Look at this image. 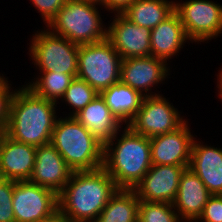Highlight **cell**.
I'll list each match as a JSON object with an SVG mask.
<instances>
[{"label":"cell","mask_w":222,"mask_h":222,"mask_svg":"<svg viewBox=\"0 0 222 222\" xmlns=\"http://www.w3.org/2000/svg\"><path fill=\"white\" fill-rule=\"evenodd\" d=\"M117 189L114 180L103 167L73 171L58 194L59 211L71 222L97 221Z\"/></svg>","instance_id":"cell-1"},{"label":"cell","mask_w":222,"mask_h":222,"mask_svg":"<svg viewBox=\"0 0 222 222\" xmlns=\"http://www.w3.org/2000/svg\"><path fill=\"white\" fill-rule=\"evenodd\" d=\"M16 89L10 104L9 120L3 131L17 142L41 146L51 142L57 121V102L36 95L26 85Z\"/></svg>","instance_id":"cell-2"},{"label":"cell","mask_w":222,"mask_h":222,"mask_svg":"<svg viewBox=\"0 0 222 222\" xmlns=\"http://www.w3.org/2000/svg\"><path fill=\"white\" fill-rule=\"evenodd\" d=\"M118 134L104 145L102 167L118 189H134L152 166L150 139L128 125Z\"/></svg>","instance_id":"cell-3"},{"label":"cell","mask_w":222,"mask_h":222,"mask_svg":"<svg viewBox=\"0 0 222 222\" xmlns=\"http://www.w3.org/2000/svg\"><path fill=\"white\" fill-rule=\"evenodd\" d=\"M50 143L73 171L103 166L104 145L73 116L57 119Z\"/></svg>","instance_id":"cell-4"},{"label":"cell","mask_w":222,"mask_h":222,"mask_svg":"<svg viewBox=\"0 0 222 222\" xmlns=\"http://www.w3.org/2000/svg\"><path fill=\"white\" fill-rule=\"evenodd\" d=\"M97 5L85 0H67L46 27L77 45L104 40L108 28L102 23Z\"/></svg>","instance_id":"cell-5"},{"label":"cell","mask_w":222,"mask_h":222,"mask_svg":"<svg viewBox=\"0 0 222 222\" xmlns=\"http://www.w3.org/2000/svg\"><path fill=\"white\" fill-rule=\"evenodd\" d=\"M121 61V56L108 38L79 45L76 77L86 81L100 94L120 81Z\"/></svg>","instance_id":"cell-6"},{"label":"cell","mask_w":222,"mask_h":222,"mask_svg":"<svg viewBox=\"0 0 222 222\" xmlns=\"http://www.w3.org/2000/svg\"><path fill=\"white\" fill-rule=\"evenodd\" d=\"M29 52L40 73H78V49L67 38L53 33L49 28L33 34Z\"/></svg>","instance_id":"cell-7"},{"label":"cell","mask_w":222,"mask_h":222,"mask_svg":"<svg viewBox=\"0 0 222 222\" xmlns=\"http://www.w3.org/2000/svg\"><path fill=\"white\" fill-rule=\"evenodd\" d=\"M185 33L192 42L199 43L222 33V5L209 0L175 2Z\"/></svg>","instance_id":"cell-8"},{"label":"cell","mask_w":222,"mask_h":222,"mask_svg":"<svg viewBox=\"0 0 222 222\" xmlns=\"http://www.w3.org/2000/svg\"><path fill=\"white\" fill-rule=\"evenodd\" d=\"M177 108L163 95L144 96L140 109L128 126L135 132L151 138L175 131L185 123Z\"/></svg>","instance_id":"cell-9"},{"label":"cell","mask_w":222,"mask_h":222,"mask_svg":"<svg viewBox=\"0 0 222 222\" xmlns=\"http://www.w3.org/2000/svg\"><path fill=\"white\" fill-rule=\"evenodd\" d=\"M12 205L15 222H39L59 210L58 194L30 181H17Z\"/></svg>","instance_id":"cell-10"},{"label":"cell","mask_w":222,"mask_h":222,"mask_svg":"<svg viewBox=\"0 0 222 222\" xmlns=\"http://www.w3.org/2000/svg\"><path fill=\"white\" fill-rule=\"evenodd\" d=\"M186 168L189 166L152 164L133 190L140 201L173 204L177 196L180 177Z\"/></svg>","instance_id":"cell-11"},{"label":"cell","mask_w":222,"mask_h":222,"mask_svg":"<svg viewBox=\"0 0 222 222\" xmlns=\"http://www.w3.org/2000/svg\"><path fill=\"white\" fill-rule=\"evenodd\" d=\"M114 15L107 27V38L121 59L151 56V29L136 25L122 13Z\"/></svg>","instance_id":"cell-12"},{"label":"cell","mask_w":222,"mask_h":222,"mask_svg":"<svg viewBox=\"0 0 222 222\" xmlns=\"http://www.w3.org/2000/svg\"><path fill=\"white\" fill-rule=\"evenodd\" d=\"M166 65L168 63L154 56L123 59L120 65V81L144 96L160 95L155 92L153 94L151 90L169 75L170 68Z\"/></svg>","instance_id":"cell-13"},{"label":"cell","mask_w":222,"mask_h":222,"mask_svg":"<svg viewBox=\"0 0 222 222\" xmlns=\"http://www.w3.org/2000/svg\"><path fill=\"white\" fill-rule=\"evenodd\" d=\"M150 139L151 162L156 165L189 166L194 136L186 121L175 131Z\"/></svg>","instance_id":"cell-14"},{"label":"cell","mask_w":222,"mask_h":222,"mask_svg":"<svg viewBox=\"0 0 222 222\" xmlns=\"http://www.w3.org/2000/svg\"><path fill=\"white\" fill-rule=\"evenodd\" d=\"M36 157V146L17 142L0 133V178L29 181Z\"/></svg>","instance_id":"cell-15"},{"label":"cell","mask_w":222,"mask_h":222,"mask_svg":"<svg viewBox=\"0 0 222 222\" xmlns=\"http://www.w3.org/2000/svg\"><path fill=\"white\" fill-rule=\"evenodd\" d=\"M73 170L51 144L36 147L34 170L30 182L49 188L59 194Z\"/></svg>","instance_id":"cell-16"},{"label":"cell","mask_w":222,"mask_h":222,"mask_svg":"<svg viewBox=\"0 0 222 222\" xmlns=\"http://www.w3.org/2000/svg\"><path fill=\"white\" fill-rule=\"evenodd\" d=\"M211 195L199 177L186 168L180 177L173 206L183 222H195Z\"/></svg>","instance_id":"cell-17"},{"label":"cell","mask_w":222,"mask_h":222,"mask_svg":"<svg viewBox=\"0 0 222 222\" xmlns=\"http://www.w3.org/2000/svg\"><path fill=\"white\" fill-rule=\"evenodd\" d=\"M189 168L212 194H222V149L194 139Z\"/></svg>","instance_id":"cell-18"},{"label":"cell","mask_w":222,"mask_h":222,"mask_svg":"<svg viewBox=\"0 0 222 222\" xmlns=\"http://www.w3.org/2000/svg\"><path fill=\"white\" fill-rule=\"evenodd\" d=\"M75 117L100 143L105 145L123 125L107 107L104 98L98 94Z\"/></svg>","instance_id":"cell-19"},{"label":"cell","mask_w":222,"mask_h":222,"mask_svg":"<svg viewBox=\"0 0 222 222\" xmlns=\"http://www.w3.org/2000/svg\"><path fill=\"white\" fill-rule=\"evenodd\" d=\"M188 37L179 14L174 11L151 30V56L164 60L171 59L183 48Z\"/></svg>","instance_id":"cell-20"},{"label":"cell","mask_w":222,"mask_h":222,"mask_svg":"<svg viewBox=\"0 0 222 222\" xmlns=\"http://www.w3.org/2000/svg\"><path fill=\"white\" fill-rule=\"evenodd\" d=\"M100 94L114 116L126 125L134 119L144 98V95L139 91L134 90L122 81H118Z\"/></svg>","instance_id":"cell-21"},{"label":"cell","mask_w":222,"mask_h":222,"mask_svg":"<svg viewBox=\"0 0 222 222\" xmlns=\"http://www.w3.org/2000/svg\"><path fill=\"white\" fill-rule=\"evenodd\" d=\"M175 11V1L135 0L122 14L138 26L153 29Z\"/></svg>","instance_id":"cell-22"},{"label":"cell","mask_w":222,"mask_h":222,"mask_svg":"<svg viewBox=\"0 0 222 222\" xmlns=\"http://www.w3.org/2000/svg\"><path fill=\"white\" fill-rule=\"evenodd\" d=\"M139 203L133 189H117L101 211L97 222H138Z\"/></svg>","instance_id":"cell-23"},{"label":"cell","mask_w":222,"mask_h":222,"mask_svg":"<svg viewBox=\"0 0 222 222\" xmlns=\"http://www.w3.org/2000/svg\"><path fill=\"white\" fill-rule=\"evenodd\" d=\"M41 76L36 81L29 82L26 86L31 89L36 95L44 99L59 102L66 89L69 87L71 81L77 74H64V73H39Z\"/></svg>","instance_id":"cell-24"},{"label":"cell","mask_w":222,"mask_h":222,"mask_svg":"<svg viewBox=\"0 0 222 222\" xmlns=\"http://www.w3.org/2000/svg\"><path fill=\"white\" fill-rule=\"evenodd\" d=\"M99 93L86 81L75 77L66 89L62 101L74 108L70 115H76L81 109L85 108Z\"/></svg>","instance_id":"cell-25"},{"label":"cell","mask_w":222,"mask_h":222,"mask_svg":"<svg viewBox=\"0 0 222 222\" xmlns=\"http://www.w3.org/2000/svg\"><path fill=\"white\" fill-rule=\"evenodd\" d=\"M138 222H183L173 204L166 202L140 201Z\"/></svg>","instance_id":"cell-26"},{"label":"cell","mask_w":222,"mask_h":222,"mask_svg":"<svg viewBox=\"0 0 222 222\" xmlns=\"http://www.w3.org/2000/svg\"><path fill=\"white\" fill-rule=\"evenodd\" d=\"M16 181L0 178V222H15L12 205Z\"/></svg>","instance_id":"cell-27"},{"label":"cell","mask_w":222,"mask_h":222,"mask_svg":"<svg viewBox=\"0 0 222 222\" xmlns=\"http://www.w3.org/2000/svg\"><path fill=\"white\" fill-rule=\"evenodd\" d=\"M222 222V194L211 195L195 222Z\"/></svg>","instance_id":"cell-28"},{"label":"cell","mask_w":222,"mask_h":222,"mask_svg":"<svg viewBox=\"0 0 222 222\" xmlns=\"http://www.w3.org/2000/svg\"><path fill=\"white\" fill-rule=\"evenodd\" d=\"M7 78L0 84V130L3 132L8 124L10 104L16 91L11 90Z\"/></svg>","instance_id":"cell-29"},{"label":"cell","mask_w":222,"mask_h":222,"mask_svg":"<svg viewBox=\"0 0 222 222\" xmlns=\"http://www.w3.org/2000/svg\"><path fill=\"white\" fill-rule=\"evenodd\" d=\"M35 8L40 12L46 26L57 15L67 0H30Z\"/></svg>","instance_id":"cell-30"},{"label":"cell","mask_w":222,"mask_h":222,"mask_svg":"<svg viewBox=\"0 0 222 222\" xmlns=\"http://www.w3.org/2000/svg\"><path fill=\"white\" fill-rule=\"evenodd\" d=\"M135 0H104L101 5L111 13H123Z\"/></svg>","instance_id":"cell-31"},{"label":"cell","mask_w":222,"mask_h":222,"mask_svg":"<svg viewBox=\"0 0 222 222\" xmlns=\"http://www.w3.org/2000/svg\"><path fill=\"white\" fill-rule=\"evenodd\" d=\"M39 222H71V221L58 210L50 217L42 219Z\"/></svg>","instance_id":"cell-32"},{"label":"cell","mask_w":222,"mask_h":222,"mask_svg":"<svg viewBox=\"0 0 222 222\" xmlns=\"http://www.w3.org/2000/svg\"><path fill=\"white\" fill-rule=\"evenodd\" d=\"M218 77H217V88H219V92H218V95H219V99H221L222 98V69H221V71H219V75H217Z\"/></svg>","instance_id":"cell-33"},{"label":"cell","mask_w":222,"mask_h":222,"mask_svg":"<svg viewBox=\"0 0 222 222\" xmlns=\"http://www.w3.org/2000/svg\"><path fill=\"white\" fill-rule=\"evenodd\" d=\"M85 1L98 4V6L99 5L101 6L104 3V0H85Z\"/></svg>","instance_id":"cell-34"},{"label":"cell","mask_w":222,"mask_h":222,"mask_svg":"<svg viewBox=\"0 0 222 222\" xmlns=\"http://www.w3.org/2000/svg\"><path fill=\"white\" fill-rule=\"evenodd\" d=\"M1 75V74H0ZM5 80L4 75L0 76V84Z\"/></svg>","instance_id":"cell-35"}]
</instances>
